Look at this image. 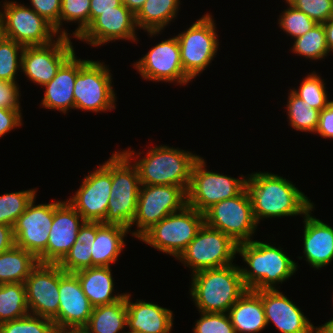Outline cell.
<instances>
[{
    "instance_id": "cell-1",
    "label": "cell",
    "mask_w": 333,
    "mask_h": 333,
    "mask_svg": "<svg viewBox=\"0 0 333 333\" xmlns=\"http://www.w3.org/2000/svg\"><path fill=\"white\" fill-rule=\"evenodd\" d=\"M246 189L257 224L263 218L306 215L313 202L293 182L269 172L248 174Z\"/></svg>"
},
{
    "instance_id": "cell-2",
    "label": "cell",
    "mask_w": 333,
    "mask_h": 333,
    "mask_svg": "<svg viewBox=\"0 0 333 333\" xmlns=\"http://www.w3.org/2000/svg\"><path fill=\"white\" fill-rule=\"evenodd\" d=\"M282 249L257 240L238 244L237 254L241 255L248 265V269L240 267L247 289L274 290L277 289L276 284H282L294 275L298 270L297 263Z\"/></svg>"
},
{
    "instance_id": "cell-3",
    "label": "cell",
    "mask_w": 333,
    "mask_h": 333,
    "mask_svg": "<svg viewBox=\"0 0 333 333\" xmlns=\"http://www.w3.org/2000/svg\"><path fill=\"white\" fill-rule=\"evenodd\" d=\"M190 276V295L199 312L227 313L248 290L240 266L227 265L198 271Z\"/></svg>"
},
{
    "instance_id": "cell-4",
    "label": "cell",
    "mask_w": 333,
    "mask_h": 333,
    "mask_svg": "<svg viewBox=\"0 0 333 333\" xmlns=\"http://www.w3.org/2000/svg\"><path fill=\"white\" fill-rule=\"evenodd\" d=\"M114 152L111 155V193L107 215L102 223L119 225L131 231L141 186L137 167L131 161L135 151Z\"/></svg>"
},
{
    "instance_id": "cell-5",
    "label": "cell",
    "mask_w": 333,
    "mask_h": 333,
    "mask_svg": "<svg viewBox=\"0 0 333 333\" xmlns=\"http://www.w3.org/2000/svg\"><path fill=\"white\" fill-rule=\"evenodd\" d=\"M146 156L135 160L141 185H175L186 192L192 169L200 156L166 145L150 147Z\"/></svg>"
},
{
    "instance_id": "cell-6",
    "label": "cell",
    "mask_w": 333,
    "mask_h": 333,
    "mask_svg": "<svg viewBox=\"0 0 333 333\" xmlns=\"http://www.w3.org/2000/svg\"><path fill=\"white\" fill-rule=\"evenodd\" d=\"M204 224V213L186 205L147 230L139 240L176 259Z\"/></svg>"
},
{
    "instance_id": "cell-7",
    "label": "cell",
    "mask_w": 333,
    "mask_h": 333,
    "mask_svg": "<svg viewBox=\"0 0 333 333\" xmlns=\"http://www.w3.org/2000/svg\"><path fill=\"white\" fill-rule=\"evenodd\" d=\"M237 246L229 236L204 223L177 260L191 268L194 274L201 270L232 265Z\"/></svg>"
},
{
    "instance_id": "cell-8",
    "label": "cell",
    "mask_w": 333,
    "mask_h": 333,
    "mask_svg": "<svg viewBox=\"0 0 333 333\" xmlns=\"http://www.w3.org/2000/svg\"><path fill=\"white\" fill-rule=\"evenodd\" d=\"M200 157L194 164L187 189V205L204 213L213 204L239 195L246 188L247 177L237 179L208 171ZM243 177V178H242Z\"/></svg>"
},
{
    "instance_id": "cell-9",
    "label": "cell",
    "mask_w": 333,
    "mask_h": 333,
    "mask_svg": "<svg viewBox=\"0 0 333 333\" xmlns=\"http://www.w3.org/2000/svg\"><path fill=\"white\" fill-rule=\"evenodd\" d=\"M204 223L223 232L236 244L252 241L258 224L247 189L233 198L213 204L204 212Z\"/></svg>"
},
{
    "instance_id": "cell-10",
    "label": "cell",
    "mask_w": 333,
    "mask_h": 333,
    "mask_svg": "<svg viewBox=\"0 0 333 333\" xmlns=\"http://www.w3.org/2000/svg\"><path fill=\"white\" fill-rule=\"evenodd\" d=\"M74 109L107 112L116 108L112 74L104 62L88 60L76 75Z\"/></svg>"
},
{
    "instance_id": "cell-11",
    "label": "cell",
    "mask_w": 333,
    "mask_h": 333,
    "mask_svg": "<svg viewBox=\"0 0 333 333\" xmlns=\"http://www.w3.org/2000/svg\"><path fill=\"white\" fill-rule=\"evenodd\" d=\"M215 26L212 15L206 13L176 36L183 70L192 80L208 67L218 51Z\"/></svg>"
},
{
    "instance_id": "cell-12",
    "label": "cell",
    "mask_w": 333,
    "mask_h": 333,
    "mask_svg": "<svg viewBox=\"0 0 333 333\" xmlns=\"http://www.w3.org/2000/svg\"><path fill=\"white\" fill-rule=\"evenodd\" d=\"M187 205V193L175 185H141L137 210L131 226H137L132 236L140 238L153 225Z\"/></svg>"
},
{
    "instance_id": "cell-13",
    "label": "cell",
    "mask_w": 333,
    "mask_h": 333,
    "mask_svg": "<svg viewBox=\"0 0 333 333\" xmlns=\"http://www.w3.org/2000/svg\"><path fill=\"white\" fill-rule=\"evenodd\" d=\"M3 3L0 20L9 39L24 47L39 46L53 42V37L58 35L47 20L26 5L16 1Z\"/></svg>"
},
{
    "instance_id": "cell-14",
    "label": "cell",
    "mask_w": 333,
    "mask_h": 333,
    "mask_svg": "<svg viewBox=\"0 0 333 333\" xmlns=\"http://www.w3.org/2000/svg\"><path fill=\"white\" fill-rule=\"evenodd\" d=\"M112 186L111 157L103 165L90 172L80 188L67 201L85 221L103 222L107 215L108 200Z\"/></svg>"
},
{
    "instance_id": "cell-15",
    "label": "cell",
    "mask_w": 333,
    "mask_h": 333,
    "mask_svg": "<svg viewBox=\"0 0 333 333\" xmlns=\"http://www.w3.org/2000/svg\"><path fill=\"white\" fill-rule=\"evenodd\" d=\"M70 37L59 36L51 43L26 46L21 70L30 81L40 86L49 83L61 65L75 52Z\"/></svg>"
},
{
    "instance_id": "cell-16",
    "label": "cell",
    "mask_w": 333,
    "mask_h": 333,
    "mask_svg": "<svg viewBox=\"0 0 333 333\" xmlns=\"http://www.w3.org/2000/svg\"><path fill=\"white\" fill-rule=\"evenodd\" d=\"M141 77L155 82L185 85L192 79L184 72L177 37L156 44L134 66Z\"/></svg>"
},
{
    "instance_id": "cell-17",
    "label": "cell",
    "mask_w": 333,
    "mask_h": 333,
    "mask_svg": "<svg viewBox=\"0 0 333 333\" xmlns=\"http://www.w3.org/2000/svg\"><path fill=\"white\" fill-rule=\"evenodd\" d=\"M85 220L66 200L53 201V221L46 251L38 258L39 263L59 264L77 239V233Z\"/></svg>"
},
{
    "instance_id": "cell-18",
    "label": "cell",
    "mask_w": 333,
    "mask_h": 333,
    "mask_svg": "<svg viewBox=\"0 0 333 333\" xmlns=\"http://www.w3.org/2000/svg\"><path fill=\"white\" fill-rule=\"evenodd\" d=\"M24 285L30 314L53 319L59 310V265L38 263Z\"/></svg>"
},
{
    "instance_id": "cell-19",
    "label": "cell",
    "mask_w": 333,
    "mask_h": 333,
    "mask_svg": "<svg viewBox=\"0 0 333 333\" xmlns=\"http://www.w3.org/2000/svg\"><path fill=\"white\" fill-rule=\"evenodd\" d=\"M35 198L13 226L15 245L37 259L46 251L53 221V203L35 205Z\"/></svg>"
},
{
    "instance_id": "cell-20",
    "label": "cell",
    "mask_w": 333,
    "mask_h": 333,
    "mask_svg": "<svg viewBox=\"0 0 333 333\" xmlns=\"http://www.w3.org/2000/svg\"><path fill=\"white\" fill-rule=\"evenodd\" d=\"M136 29L135 15L121 4L115 10L102 12L77 39L93 47L124 39L136 42Z\"/></svg>"
},
{
    "instance_id": "cell-21",
    "label": "cell",
    "mask_w": 333,
    "mask_h": 333,
    "mask_svg": "<svg viewBox=\"0 0 333 333\" xmlns=\"http://www.w3.org/2000/svg\"><path fill=\"white\" fill-rule=\"evenodd\" d=\"M93 306L83 292L75 273L65 272L59 266V310L52 319L55 326L84 328Z\"/></svg>"
},
{
    "instance_id": "cell-22",
    "label": "cell",
    "mask_w": 333,
    "mask_h": 333,
    "mask_svg": "<svg viewBox=\"0 0 333 333\" xmlns=\"http://www.w3.org/2000/svg\"><path fill=\"white\" fill-rule=\"evenodd\" d=\"M256 292L262 299L267 326L272 322L281 333H318V327L278 289Z\"/></svg>"
},
{
    "instance_id": "cell-23",
    "label": "cell",
    "mask_w": 333,
    "mask_h": 333,
    "mask_svg": "<svg viewBox=\"0 0 333 333\" xmlns=\"http://www.w3.org/2000/svg\"><path fill=\"white\" fill-rule=\"evenodd\" d=\"M75 52L61 65L56 76L43 87L44 97L41 104L44 108L58 110L64 114L74 109V84L79 69L88 61L75 56Z\"/></svg>"
},
{
    "instance_id": "cell-24",
    "label": "cell",
    "mask_w": 333,
    "mask_h": 333,
    "mask_svg": "<svg viewBox=\"0 0 333 333\" xmlns=\"http://www.w3.org/2000/svg\"><path fill=\"white\" fill-rule=\"evenodd\" d=\"M312 211L303 216V252L312 268L321 269L333 260V227L311 216Z\"/></svg>"
},
{
    "instance_id": "cell-25",
    "label": "cell",
    "mask_w": 333,
    "mask_h": 333,
    "mask_svg": "<svg viewBox=\"0 0 333 333\" xmlns=\"http://www.w3.org/2000/svg\"><path fill=\"white\" fill-rule=\"evenodd\" d=\"M126 293L127 328L138 333H170L173 326V312L152 302L138 300L133 303Z\"/></svg>"
},
{
    "instance_id": "cell-26",
    "label": "cell",
    "mask_w": 333,
    "mask_h": 333,
    "mask_svg": "<svg viewBox=\"0 0 333 333\" xmlns=\"http://www.w3.org/2000/svg\"><path fill=\"white\" fill-rule=\"evenodd\" d=\"M111 267L94 266L75 272L83 292L93 307L109 305L122 299L126 293L114 294Z\"/></svg>"
},
{
    "instance_id": "cell-27",
    "label": "cell",
    "mask_w": 333,
    "mask_h": 333,
    "mask_svg": "<svg viewBox=\"0 0 333 333\" xmlns=\"http://www.w3.org/2000/svg\"><path fill=\"white\" fill-rule=\"evenodd\" d=\"M236 333H258L267 327L260 295L248 289L227 312Z\"/></svg>"
},
{
    "instance_id": "cell-28",
    "label": "cell",
    "mask_w": 333,
    "mask_h": 333,
    "mask_svg": "<svg viewBox=\"0 0 333 333\" xmlns=\"http://www.w3.org/2000/svg\"><path fill=\"white\" fill-rule=\"evenodd\" d=\"M129 229L97 222V233L91 253L92 267H110L115 263L125 247L124 238Z\"/></svg>"
},
{
    "instance_id": "cell-29",
    "label": "cell",
    "mask_w": 333,
    "mask_h": 333,
    "mask_svg": "<svg viewBox=\"0 0 333 333\" xmlns=\"http://www.w3.org/2000/svg\"><path fill=\"white\" fill-rule=\"evenodd\" d=\"M180 4V0H146L135 15L137 27L151 37L160 34L177 16Z\"/></svg>"
},
{
    "instance_id": "cell-30",
    "label": "cell",
    "mask_w": 333,
    "mask_h": 333,
    "mask_svg": "<svg viewBox=\"0 0 333 333\" xmlns=\"http://www.w3.org/2000/svg\"><path fill=\"white\" fill-rule=\"evenodd\" d=\"M97 233V222L85 221L77 233V239L70 251L58 264L65 272L75 273L77 271L91 268L93 243Z\"/></svg>"
},
{
    "instance_id": "cell-31",
    "label": "cell",
    "mask_w": 333,
    "mask_h": 333,
    "mask_svg": "<svg viewBox=\"0 0 333 333\" xmlns=\"http://www.w3.org/2000/svg\"><path fill=\"white\" fill-rule=\"evenodd\" d=\"M127 314L125 294L115 303L93 307L92 314L84 328L87 333H120L127 327Z\"/></svg>"
},
{
    "instance_id": "cell-32",
    "label": "cell",
    "mask_w": 333,
    "mask_h": 333,
    "mask_svg": "<svg viewBox=\"0 0 333 333\" xmlns=\"http://www.w3.org/2000/svg\"><path fill=\"white\" fill-rule=\"evenodd\" d=\"M38 263V259L33 254L16 245L1 253L0 285L24 283Z\"/></svg>"
},
{
    "instance_id": "cell-33",
    "label": "cell",
    "mask_w": 333,
    "mask_h": 333,
    "mask_svg": "<svg viewBox=\"0 0 333 333\" xmlns=\"http://www.w3.org/2000/svg\"><path fill=\"white\" fill-rule=\"evenodd\" d=\"M30 313L24 283L0 285V324Z\"/></svg>"
},
{
    "instance_id": "cell-34",
    "label": "cell",
    "mask_w": 333,
    "mask_h": 333,
    "mask_svg": "<svg viewBox=\"0 0 333 333\" xmlns=\"http://www.w3.org/2000/svg\"><path fill=\"white\" fill-rule=\"evenodd\" d=\"M288 94L286 109L289 125L297 131L315 134L319 124L320 111L304 102L292 91Z\"/></svg>"
},
{
    "instance_id": "cell-35",
    "label": "cell",
    "mask_w": 333,
    "mask_h": 333,
    "mask_svg": "<svg viewBox=\"0 0 333 333\" xmlns=\"http://www.w3.org/2000/svg\"><path fill=\"white\" fill-rule=\"evenodd\" d=\"M291 49L293 53L309 60L324 59L328 53V45L323 24H316L304 35L296 38Z\"/></svg>"
},
{
    "instance_id": "cell-36",
    "label": "cell",
    "mask_w": 333,
    "mask_h": 333,
    "mask_svg": "<svg viewBox=\"0 0 333 333\" xmlns=\"http://www.w3.org/2000/svg\"><path fill=\"white\" fill-rule=\"evenodd\" d=\"M64 21H77L78 27L73 36L78 38L90 25V0H61V12L59 15V36L70 37L62 27ZM63 29V31H62Z\"/></svg>"
},
{
    "instance_id": "cell-37",
    "label": "cell",
    "mask_w": 333,
    "mask_h": 333,
    "mask_svg": "<svg viewBox=\"0 0 333 333\" xmlns=\"http://www.w3.org/2000/svg\"><path fill=\"white\" fill-rule=\"evenodd\" d=\"M36 192V189H29L0 195V224L13 227L18 217L36 197Z\"/></svg>"
},
{
    "instance_id": "cell-38",
    "label": "cell",
    "mask_w": 333,
    "mask_h": 333,
    "mask_svg": "<svg viewBox=\"0 0 333 333\" xmlns=\"http://www.w3.org/2000/svg\"><path fill=\"white\" fill-rule=\"evenodd\" d=\"M323 80L324 79H321V77L313 71L303 79L299 89L294 88L293 90H290L314 109L322 111L329 103Z\"/></svg>"
},
{
    "instance_id": "cell-39",
    "label": "cell",
    "mask_w": 333,
    "mask_h": 333,
    "mask_svg": "<svg viewBox=\"0 0 333 333\" xmlns=\"http://www.w3.org/2000/svg\"><path fill=\"white\" fill-rule=\"evenodd\" d=\"M24 46L7 38L0 46V79L16 82L17 70H21Z\"/></svg>"
},
{
    "instance_id": "cell-40",
    "label": "cell",
    "mask_w": 333,
    "mask_h": 333,
    "mask_svg": "<svg viewBox=\"0 0 333 333\" xmlns=\"http://www.w3.org/2000/svg\"><path fill=\"white\" fill-rule=\"evenodd\" d=\"M55 327L52 319L28 314L0 324V333H51Z\"/></svg>"
},
{
    "instance_id": "cell-41",
    "label": "cell",
    "mask_w": 333,
    "mask_h": 333,
    "mask_svg": "<svg viewBox=\"0 0 333 333\" xmlns=\"http://www.w3.org/2000/svg\"><path fill=\"white\" fill-rule=\"evenodd\" d=\"M289 6L279 16L278 24L281 29L292 36L294 40L311 30L317 23L307 16L304 12L296 9L288 2Z\"/></svg>"
},
{
    "instance_id": "cell-42",
    "label": "cell",
    "mask_w": 333,
    "mask_h": 333,
    "mask_svg": "<svg viewBox=\"0 0 333 333\" xmlns=\"http://www.w3.org/2000/svg\"><path fill=\"white\" fill-rule=\"evenodd\" d=\"M199 313L193 333H236L228 313Z\"/></svg>"
},
{
    "instance_id": "cell-43",
    "label": "cell",
    "mask_w": 333,
    "mask_h": 333,
    "mask_svg": "<svg viewBox=\"0 0 333 333\" xmlns=\"http://www.w3.org/2000/svg\"><path fill=\"white\" fill-rule=\"evenodd\" d=\"M288 3L317 24H323L333 17V0H289Z\"/></svg>"
},
{
    "instance_id": "cell-44",
    "label": "cell",
    "mask_w": 333,
    "mask_h": 333,
    "mask_svg": "<svg viewBox=\"0 0 333 333\" xmlns=\"http://www.w3.org/2000/svg\"><path fill=\"white\" fill-rule=\"evenodd\" d=\"M31 9L47 20L59 34L61 0H30Z\"/></svg>"
},
{
    "instance_id": "cell-45",
    "label": "cell",
    "mask_w": 333,
    "mask_h": 333,
    "mask_svg": "<svg viewBox=\"0 0 333 333\" xmlns=\"http://www.w3.org/2000/svg\"><path fill=\"white\" fill-rule=\"evenodd\" d=\"M19 87L17 82H10L0 79V107L10 110H20Z\"/></svg>"
},
{
    "instance_id": "cell-46",
    "label": "cell",
    "mask_w": 333,
    "mask_h": 333,
    "mask_svg": "<svg viewBox=\"0 0 333 333\" xmlns=\"http://www.w3.org/2000/svg\"><path fill=\"white\" fill-rule=\"evenodd\" d=\"M19 126H22L21 110L0 107V138Z\"/></svg>"
},
{
    "instance_id": "cell-47",
    "label": "cell",
    "mask_w": 333,
    "mask_h": 333,
    "mask_svg": "<svg viewBox=\"0 0 333 333\" xmlns=\"http://www.w3.org/2000/svg\"><path fill=\"white\" fill-rule=\"evenodd\" d=\"M315 133L323 138L333 139V100H329L328 106L320 111L319 124Z\"/></svg>"
},
{
    "instance_id": "cell-48",
    "label": "cell",
    "mask_w": 333,
    "mask_h": 333,
    "mask_svg": "<svg viewBox=\"0 0 333 333\" xmlns=\"http://www.w3.org/2000/svg\"><path fill=\"white\" fill-rule=\"evenodd\" d=\"M122 4V0H90V24L99 16L102 12L108 10H115Z\"/></svg>"
},
{
    "instance_id": "cell-49",
    "label": "cell",
    "mask_w": 333,
    "mask_h": 333,
    "mask_svg": "<svg viewBox=\"0 0 333 333\" xmlns=\"http://www.w3.org/2000/svg\"><path fill=\"white\" fill-rule=\"evenodd\" d=\"M15 246V237L12 226L0 224V254Z\"/></svg>"
},
{
    "instance_id": "cell-50",
    "label": "cell",
    "mask_w": 333,
    "mask_h": 333,
    "mask_svg": "<svg viewBox=\"0 0 333 333\" xmlns=\"http://www.w3.org/2000/svg\"><path fill=\"white\" fill-rule=\"evenodd\" d=\"M328 50L333 52V17L323 23Z\"/></svg>"
},
{
    "instance_id": "cell-51",
    "label": "cell",
    "mask_w": 333,
    "mask_h": 333,
    "mask_svg": "<svg viewBox=\"0 0 333 333\" xmlns=\"http://www.w3.org/2000/svg\"><path fill=\"white\" fill-rule=\"evenodd\" d=\"M146 0H122L124 4L134 15L142 8Z\"/></svg>"
},
{
    "instance_id": "cell-52",
    "label": "cell",
    "mask_w": 333,
    "mask_h": 333,
    "mask_svg": "<svg viewBox=\"0 0 333 333\" xmlns=\"http://www.w3.org/2000/svg\"><path fill=\"white\" fill-rule=\"evenodd\" d=\"M51 333H87L85 328L55 326Z\"/></svg>"
},
{
    "instance_id": "cell-53",
    "label": "cell",
    "mask_w": 333,
    "mask_h": 333,
    "mask_svg": "<svg viewBox=\"0 0 333 333\" xmlns=\"http://www.w3.org/2000/svg\"><path fill=\"white\" fill-rule=\"evenodd\" d=\"M318 333H333V318L318 327Z\"/></svg>"
},
{
    "instance_id": "cell-54",
    "label": "cell",
    "mask_w": 333,
    "mask_h": 333,
    "mask_svg": "<svg viewBox=\"0 0 333 333\" xmlns=\"http://www.w3.org/2000/svg\"><path fill=\"white\" fill-rule=\"evenodd\" d=\"M7 33L5 32L4 25L2 21L0 20V46L5 42L7 39Z\"/></svg>"
},
{
    "instance_id": "cell-55",
    "label": "cell",
    "mask_w": 333,
    "mask_h": 333,
    "mask_svg": "<svg viewBox=\"0 0 333 333\" xmlns=\"http://www.w3.org/2000/svg\"><path fill=\"white\" fill-rule=\"evenodd\" d=\"M125 333H138V332H132V331H129V332H128V331H127V332H125Z\"/></svg>"
}]
</instances>
